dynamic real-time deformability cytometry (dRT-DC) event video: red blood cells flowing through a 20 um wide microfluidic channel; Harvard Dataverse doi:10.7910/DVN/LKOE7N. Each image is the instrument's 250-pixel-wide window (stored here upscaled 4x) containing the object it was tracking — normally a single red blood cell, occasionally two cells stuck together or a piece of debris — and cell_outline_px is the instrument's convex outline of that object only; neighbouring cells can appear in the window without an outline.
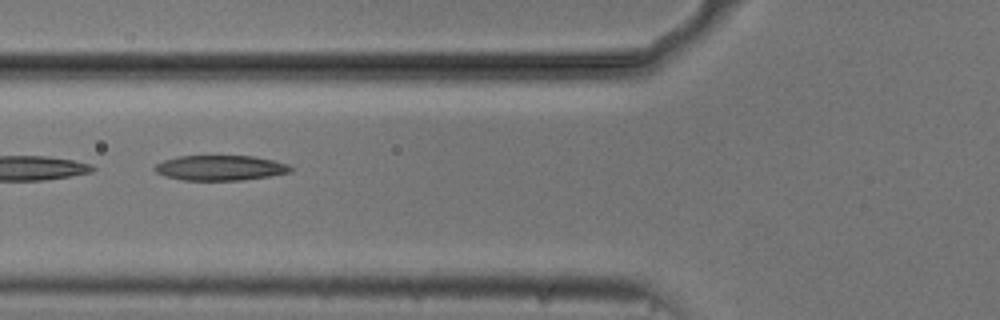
{"species": "common noctule bat (a hibernating species)", "species_latin": "Nyctalus noctula", "temperature_condition": "cold", "stored_images_in_passage": 11, "camera_frame_rate_fps": 3000, "um_per_image_px": 0.085, "animal": {"sex": "male", "body_mass_g": 20.5, "forearm_length_mm": 52.5}, "frame": {"image": 1, "passage_image": 5, "time_ms": 1.333, "image_size_px": [1000, 320], "cell_outline_px": [[292, 172], [272, 176], [244, 180], [180, 180], [164, 176], [156, 172], [152, 168], [156, 164], [164, 160], [176, 156], [252, 156], [272, 160], [288, 164], [292, 168]], "centroid_in_image_um": [18.71, 14.27], "position_along_channel_um": 107.1, "area_um2": 20.06}}